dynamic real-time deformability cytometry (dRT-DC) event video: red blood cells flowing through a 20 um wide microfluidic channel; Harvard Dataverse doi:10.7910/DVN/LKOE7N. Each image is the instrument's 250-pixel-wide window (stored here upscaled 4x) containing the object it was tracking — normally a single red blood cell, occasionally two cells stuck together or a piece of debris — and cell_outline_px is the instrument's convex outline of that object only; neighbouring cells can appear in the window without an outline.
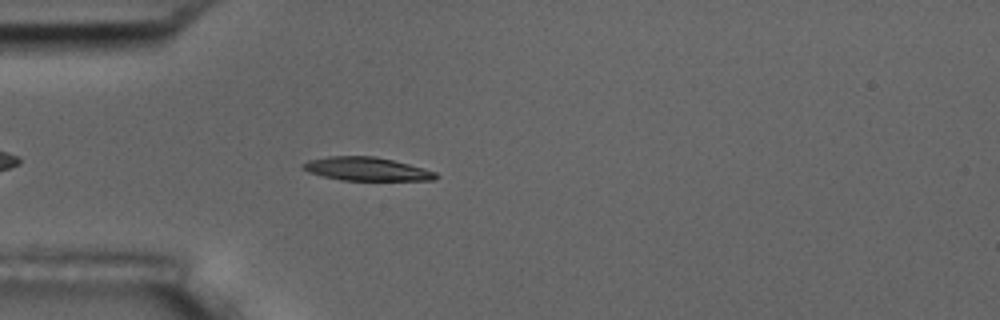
{"species": "common noctule bat (a hibernating species)", "species_latin": "Nyctalus noctula", "temperature_condition": "room temperature", "stored_images_in_passage": 5, "camera_frame_rate_fps": 3000, "um_per_image_px": 0.085, "animal": {"sex": "male", "body_mass_g": 17.5, "forearm_length_mm": 52.3}, "frame": {"image": 1, "passage_image": 5, "time_ms": 4.667, "image_size_px": [1000, 320], "cell_outline_px": [[440, 176], [432, 180], [340, 180], [308, 172], [300, 168], [300, 164], [308, 160], [328, 156], [376, 156], [424, 168], [436, 172]], "centroid_in_image_um": [31.12, 14.36], "position_along_channel_um": 53.9, "area_um2": 18.21}}